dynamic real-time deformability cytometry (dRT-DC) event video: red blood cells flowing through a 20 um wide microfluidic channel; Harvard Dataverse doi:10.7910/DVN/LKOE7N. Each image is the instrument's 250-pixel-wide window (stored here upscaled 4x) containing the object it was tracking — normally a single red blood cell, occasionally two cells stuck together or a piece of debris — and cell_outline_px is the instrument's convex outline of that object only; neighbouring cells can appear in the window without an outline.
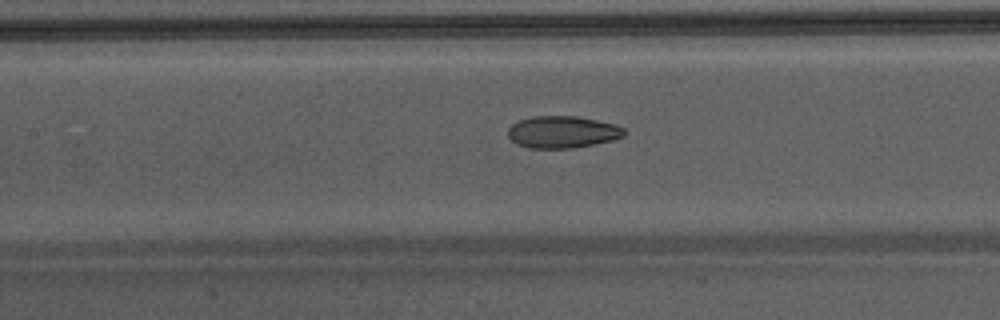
{"species": "Egyptian fruit bat (a non-hibernating species)", "species_latin": "Rousettus aegyptiacus", "temperature_condition": "warm", "stored_images_in_passage": 10, "camera_frame_rate_fps": 3000, "um_per_image_px": 0.085, "animal": {"sex": "male"}, "frame": {"image": 1, "passage_image": 9, "time_ms": 2.667, "image_size_px": [1000, 320], "cell_outline_px": [[624, 136], [612, 140], [572, 148], [528, 148], [516, 144], [508, 136], [508, 128], [512, 124], [520, 120], [532, 116], [576, 116], [616, 124], [624, 128]], "centroid_in_image_um": [47.78, 11.22], "position_along_channel_um": 159.6, "area_um2": 21.62}}